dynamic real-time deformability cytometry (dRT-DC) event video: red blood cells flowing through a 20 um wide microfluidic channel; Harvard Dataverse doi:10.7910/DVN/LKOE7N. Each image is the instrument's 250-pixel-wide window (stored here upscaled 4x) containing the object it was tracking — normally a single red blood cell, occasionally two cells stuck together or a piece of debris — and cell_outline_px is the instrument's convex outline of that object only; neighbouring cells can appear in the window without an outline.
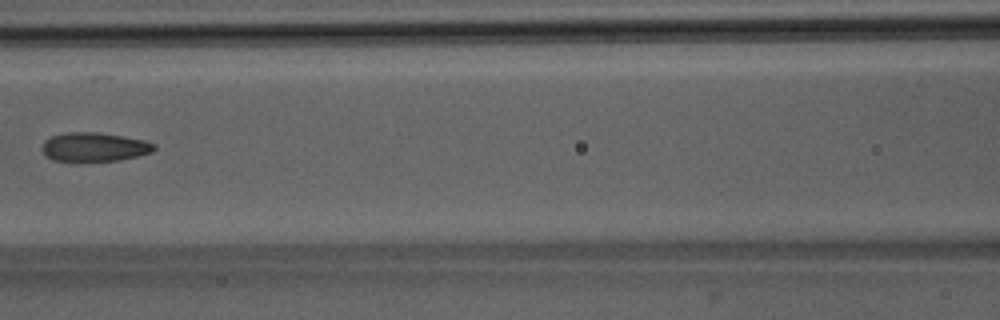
{"species": "Egyptian fruit bat (a non-hibernating species)", "species_latin": "Rousettus aegyptiacus", "temperature_condition": "room temperature", "stored_images_in_passage": 6, "camera_frame_rate_fps": 3000, "um_per_image_px": 0.085, "animal": {"sex": "male"}, "frame": {"image": 1, "passage_image": 6, "time_ms": 6.0, "image_size_px": [1000, 320], "cell_outline_px": [[156, 148], [152, 152], [120, 160], [56, 160], [48, 156], [40, 148], [44, 140], [52, 136], [64, 132], [96, 132], [144, 140], [156, 144]], "centroid_in_image_um": [8.02, 12.47], "position_along_channel_um": 158.6, "area_um2": 18.55}}